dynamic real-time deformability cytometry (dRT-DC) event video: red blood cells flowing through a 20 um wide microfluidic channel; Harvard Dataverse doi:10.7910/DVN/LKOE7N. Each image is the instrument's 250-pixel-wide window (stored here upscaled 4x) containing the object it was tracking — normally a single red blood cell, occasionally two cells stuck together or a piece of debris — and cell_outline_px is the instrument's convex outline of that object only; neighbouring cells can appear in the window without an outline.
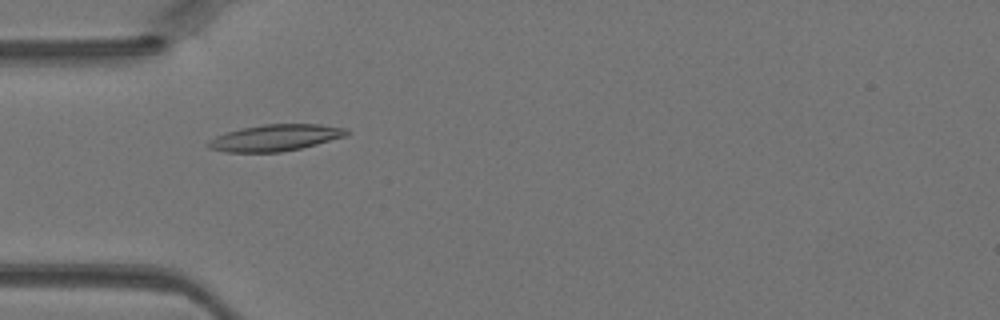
{"species": "Egyptian fruit bat (a non-hibernating species)", "species_latin": "Rousettus aegyptiacus", "temperature_condition": "warm", "stored_images_in_passage": 17, "camera_frame_rate_fps": 3000, "um_per_image_px": 0.085, "animal": {"sex": "female"}, "frame": {"image": 1, "passage_image": 14, "time_ms": 4.333, "image_size_px": [1000, 320], "cell_outline_px": [[352, 132], [348, 136], [300, 148], [280, 152], [224, 152], [208, 148], [204, 144], [208, 140], [216, 136], [240, 128], [264, 124], [320, 124], [348, 128]], "centroid_in_image_um": [23.42, 11.7], "position_along_channel_um": 61.6, "area_um2": 21.62}}